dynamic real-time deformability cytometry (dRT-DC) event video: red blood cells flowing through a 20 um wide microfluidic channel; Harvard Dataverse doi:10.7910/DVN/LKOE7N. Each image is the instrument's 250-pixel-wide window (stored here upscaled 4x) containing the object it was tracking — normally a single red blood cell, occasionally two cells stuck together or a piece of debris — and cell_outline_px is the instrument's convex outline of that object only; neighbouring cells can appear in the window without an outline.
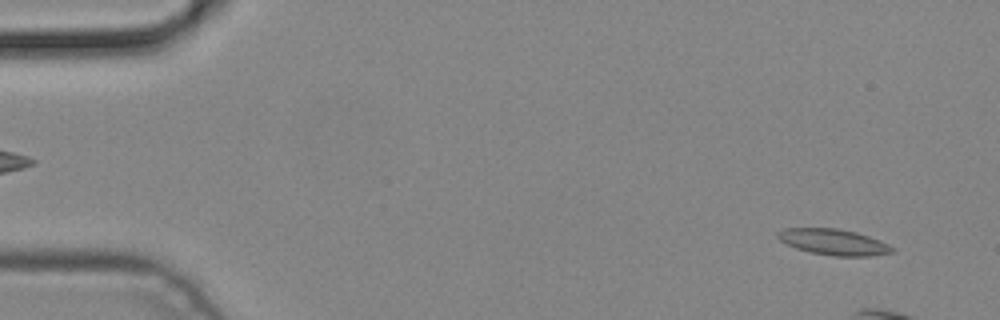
{"species": "common noctule bat (a hibernating species)", "species_latin": "Nyctalus noctula", "temperature_condition": "cold", "stored_images_in_passage": 4, "camera_frame_rate_fps": 3000, "um_per_image_px": 0.085, "animal": {"sex": "male", "body_mass_g": 19.2, "forearm_length_mm": 51.8}, "frame": {"image": 1, "passage_image": 1, "time_ms": 0.0, "image_size_px": [1000, 320], "cell_outline_px": [[896, 248], [892, 252], [868, 256], [832, 256], [812, 252], [796, 248], [780, 240], [776, 236], [776, 232], [784, 228], [836, 228], [856, 232], [880, 240]], "centroid_in_image_um": [70.85, 20.56], "position_along_channel_um": 14.2, "area_um2": 17.22}}